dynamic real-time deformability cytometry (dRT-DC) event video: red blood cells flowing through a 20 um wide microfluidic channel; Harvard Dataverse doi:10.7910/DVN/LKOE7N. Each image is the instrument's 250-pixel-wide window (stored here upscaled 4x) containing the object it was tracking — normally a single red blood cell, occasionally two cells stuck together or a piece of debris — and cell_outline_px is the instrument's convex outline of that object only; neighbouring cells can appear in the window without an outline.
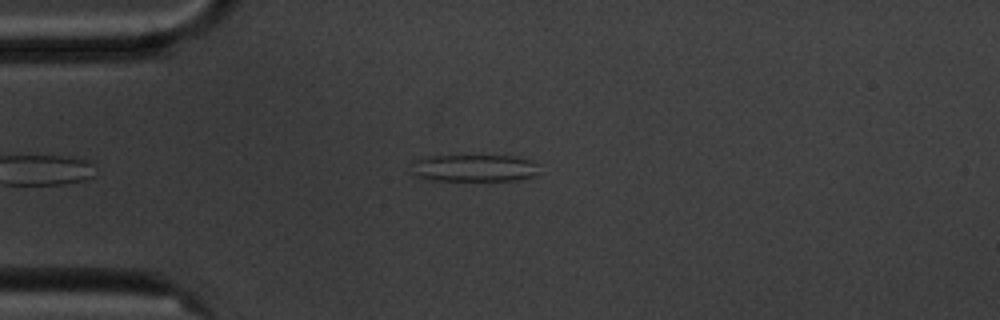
{"species": "common noctule bat (a hibernating species)", "species_latin": "Nyctalus noctula", "temperature_condition": "cold", "stored_images_in_passage": 3, "camera_frame_rate_fps": 3000, "um_per_image_px": 0.085, "animal": {"sex": "male", "body_mass_g": 20.1, "forearm_length_mm": 53.5}, "frame": {"image": 1, "passage_image": 3, "time_ms": 3.333, "image_size_px": [1000, 320], "cell_outline_px": [[540, 172], [536, 176], [516, 180], [428, 180], [412, 176], [412, 160], [428, 156], [512, 156], [528, 160], [540, 164]], "centroid_in_image_um": [40.29, 14.29], "position_along_channel_um": 44.7, "area_um2": 20.52}}